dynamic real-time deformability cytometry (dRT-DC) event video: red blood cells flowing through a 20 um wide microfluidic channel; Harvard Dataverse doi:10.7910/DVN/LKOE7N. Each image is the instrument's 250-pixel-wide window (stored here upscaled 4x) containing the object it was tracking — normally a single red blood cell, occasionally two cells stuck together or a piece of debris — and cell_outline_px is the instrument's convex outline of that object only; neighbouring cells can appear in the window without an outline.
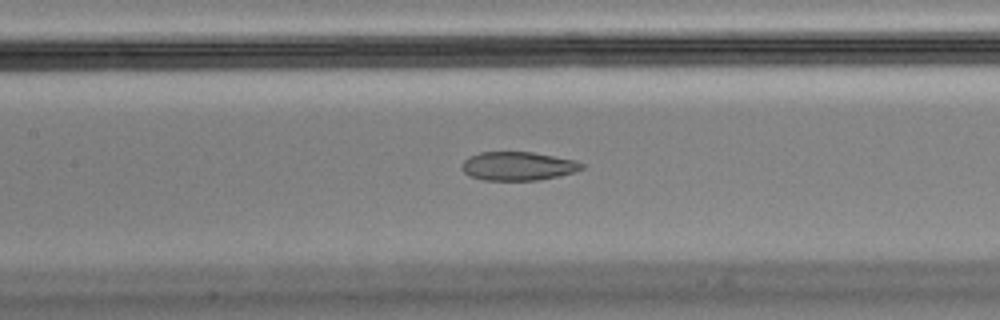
{"species": "Egyptian fruit bat (a non-hibernating species)", "species_latin": "Rousettus aegyptiacus", "temperature_condition": "cold", "stored_images_in_passage": 29, "camera_frame_rate_fps": 3000, "um_per_image_px": 0.085, "animal": {"sex": "male"}, "frame": {"image": 1, "passage_image": 9, "time_ms": 2.667, "image_size_px": [1000, 320], "cell_outline_px": [[584, 168], [576, 172], [540, 180], [484, 180], [468, 176], [460, 168], [460, 164], [468, 156], [480, 152], [532, 152], [576, 160], [584, 164]], "centroid_in_image_um": [44.01, 14.12], "position_along_channel_um": 163.4, "area_um2": 20.29}}